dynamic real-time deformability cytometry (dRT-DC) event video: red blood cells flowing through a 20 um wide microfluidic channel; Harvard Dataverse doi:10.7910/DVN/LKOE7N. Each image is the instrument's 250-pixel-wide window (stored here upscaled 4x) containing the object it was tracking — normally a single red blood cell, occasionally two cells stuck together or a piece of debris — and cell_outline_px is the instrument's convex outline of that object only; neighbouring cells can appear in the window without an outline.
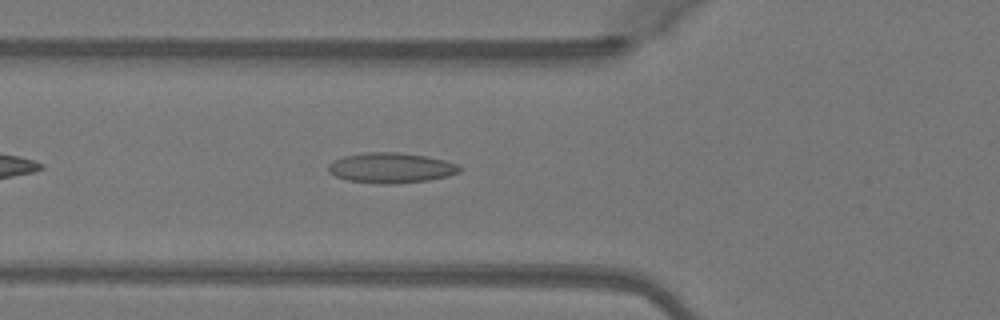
{"species": "Egyptian fruit bat (a non-hibernating species)", "species_latin": "Rousettus aegyptiacus", "temperature_condition": "warm", "stored_images_in_passage": 38, "camera_frame_rate_fps": 3000, "um_per_image_px": 0.085, "animal": {"sex": "female"}, "frame": {"image": 1, "passage_image": 6, "time_ms": 1.667, "image_size_px": [1000, 320], "cell_outline_px": [[464, 168], [460, 172], [448, 176], [428, 180], [396, 184], [380, 184], [348, 180], [336, 176], [328, 172], [328, 164], [332, 160], [344, 156], [360, 152], [396, 152], [428, 156], [444, 160], [456, 164]], "centroid_in_image_um": [33.23, 14.26], "position_along_channel_um": 92.6, "area_um2": 23.41}}
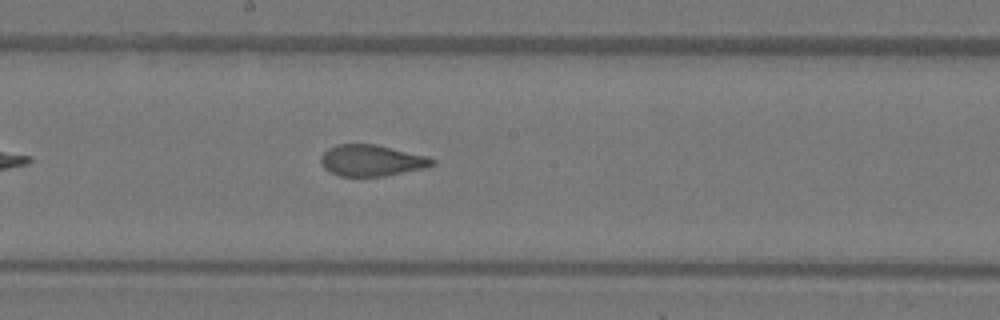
{"frame": {"image": 2, "passage_image": 15, "time_ms": 4.667, "image_size_px": [1000, 320], "cell_outline_px": [[436, 164], [424, 168], [384, 176], [340, 176], [324, 168], [320, 160], [320, 156], [328, 148], [336, 144], [376, 144], [428, 156], [436, 160]], "centroid_in_image_um": [31.6, 13.63], "position_along_channel_um": 216.6, "area_um2": 20.35}}
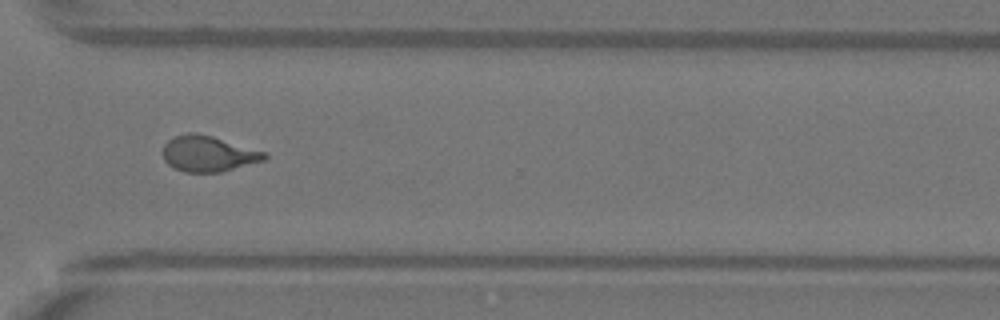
{"frame": {"image": 3, "passage_image": 25, "time_ms": 8.0, "image_size_px": [1000, 320], "cell_outline_px": [[268, 156], [264, 160], [220, 172], [184, 172], [168, 164], [164, 160], [164, 144], [168, 140], [176, 136], [188, 132], [196, 132], [212, 136], [264, 152]], "centroid_in_image_um": [17.67, 13.06], "position_along_channel_um": 352.9, "area_um2": 20.81}, "authors_computed_cell_mechanics": {"area_um2": 20.8369, "velocity_mm_per_s": 4.0926, "shape_relaxation_time_tau1_ms": null, "shape_relaxation_time_tau2_ms": 1.2294, "deformation_change_tau1": null, "deformation_change_tau2": 0.0841}}